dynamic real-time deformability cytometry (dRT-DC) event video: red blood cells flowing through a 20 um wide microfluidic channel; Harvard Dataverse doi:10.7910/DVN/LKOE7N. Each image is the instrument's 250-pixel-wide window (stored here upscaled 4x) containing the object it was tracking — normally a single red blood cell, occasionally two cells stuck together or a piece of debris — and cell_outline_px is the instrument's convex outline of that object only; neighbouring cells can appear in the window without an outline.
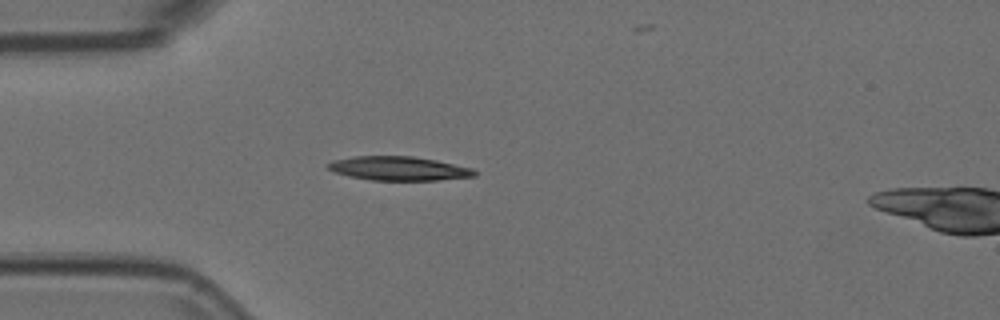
{"species": "Egyptian fruit bat (a non-hibernating species)", "species_latin": "Rousettus aegyptiacus", "temperature_condition": "room temperature", "stored_images_in_passage": 46, "camera_frame_rate_fps": 3000, "um_per_image_px": 0.085, "animal": {"sex": "female"}, "frame": {"image": 1, "passage_image": 6, "time_ms": 1.667, "image_size_px": [1000, 320], "cell_outline_px": [[476, 176], [440, 180], [372, 180], [348, 176], [336, 172], [328, 168], [324, 164], [332, 160], [352, 156], [412, 156], [436, 160], [472, 168], [476, 172]], "centroid_in_image_um": [33.86, 14.31], "position_along_channel_um": 51.1, "area_um2": 20.52}}
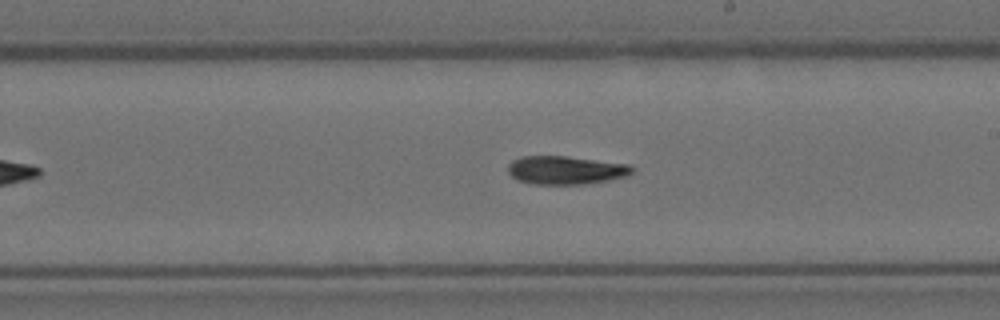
{"frame": {"image": 2, "passage_image": 22, "time_ms": 7.0, "image_size_px": [1000, 320], "cell_outline_px": [[636, 168], [632, 172], [624, 176], [608, 180], [584, 184], [536, 184], [516, 180], [508, 172], [508, 164], [512, 160], [520, 156], [564, 156], [628, 164]], "centroid_in_image_um": [48.05, 14.46], "position_along_channel_um": 241.0, "area_um2": 20.4}}
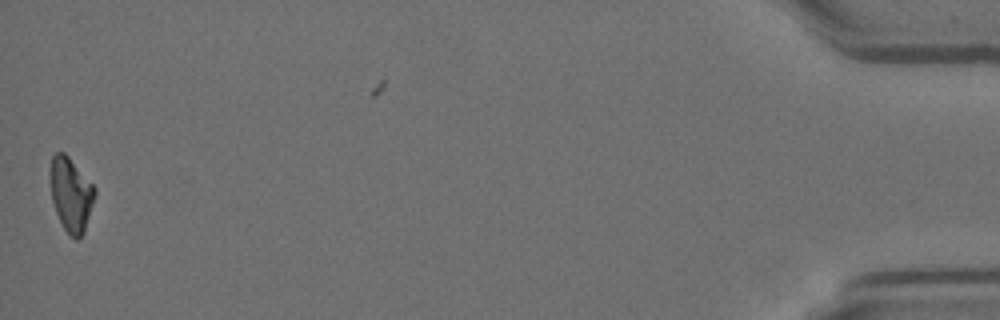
{"frame": {"image": 3, "passage_image": 45, "time_ms": 14.667, "image_size_px": [1000, 320], "cell_outline_px": [[96, 192], [84, 232], [76, 240], [68, 236], [56, 212], [52, 200], [48, 172], [52, 156], [56, 152], [64, 152], [68, 156], [96, 188]], "centroid_in_image_um": [6.0, 16.51], "position_along_channel_um": 429.2, "area_um2": 19.31}, "authors_computed_cell_mechanics": {"area_um2": 20.3167, "velocity_mm_per_s": 3.7356, "shape_relaxation_time_tau1_ms": 9.209, "shape_relaxation_time_tau2_ms": null, "deformation_change_tau1": 0.2243, "deformation_change_tau2": null}}